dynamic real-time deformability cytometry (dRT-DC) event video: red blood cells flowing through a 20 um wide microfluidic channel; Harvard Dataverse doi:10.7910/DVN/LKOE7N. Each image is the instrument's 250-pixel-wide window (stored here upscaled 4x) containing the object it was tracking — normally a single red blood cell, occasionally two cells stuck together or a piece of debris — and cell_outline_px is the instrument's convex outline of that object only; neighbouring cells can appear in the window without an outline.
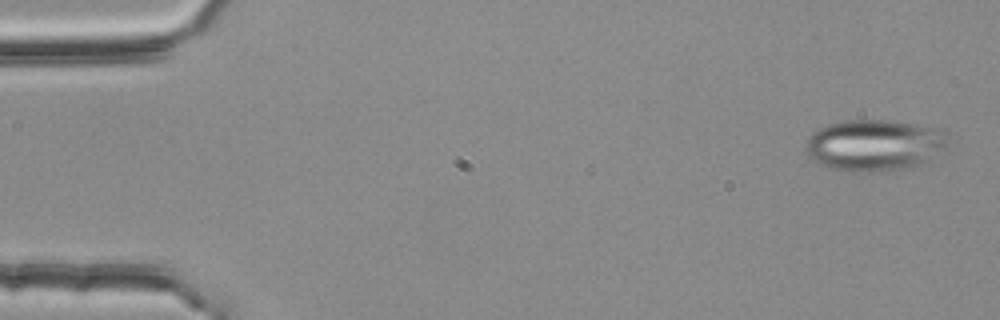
{"species": "common noctule bat (a hibernating species)", "species_latin": "Nyctalus noctula", "temperature_condition": "room temperature", "stored_images_in_passage": 3, "camera_frame_rate_fps": 3000, "um_per_image_px": 0.085, "animal": {"sex": "female", "body_mass_g": 25.1}, "frame": {"image": 1, "passage_image": 1, "time_ms": 0.0, "image_size_px": [1000, 320], "cell_outline_px": [[952, 136], [924, 164], [904, 168], [872, 172], [852, 172], [832, 168], [820, 164], [812, 160], [804, 152], [804, 148], [812, 132], [828, 124], [848, 120], [884, 120], [944, 128]], "centroid_in_image_um": [74.31, 12.33], "position_along_channel_um": 10.7, "area_um2": 42.71}}